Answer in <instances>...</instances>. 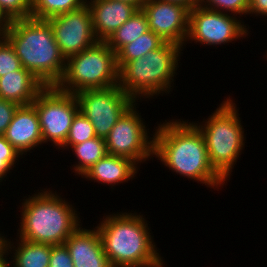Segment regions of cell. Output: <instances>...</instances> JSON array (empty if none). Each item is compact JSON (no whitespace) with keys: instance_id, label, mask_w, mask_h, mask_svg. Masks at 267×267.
Returning <instances> with one entry per match:
<instances>
[{"instance_id":"obj_16","label":"cell","mask_w":267,"mask_h":267,"mask_svg":"<svg viewBox=\"0 0 267 267\" xmlns=\"http://www.w3.org/2000/svg\"><path fill=\"white\" fill-rule=\"evenodd\" d=\"M64 245L69 251L74 267H112L103 250L96 227L92 230L82 228L81 223Z\"/></svg>"},{"instance_id":"obj_1","label":"cell","mask_w":267,"mask_h":267,"mask_svg":"<svg viewBox=\"0 0 267 267\" xmlns=\"http://www.w3.org/2000/svg\"><path fill=\"white\" fill-rule=\"evenodd\" d=\"M169 120L152 131L153 157L177 175L217 191L223 188L226 181L211 166L200 130L189 120Z\"/></svg>"},{"instance_id":"obj_9","label":"cell","mask_w":267,"mask_h":267,"mask_svg":"<svg viewBox=\"0 0 267 267\" xmlns=\"http://www.w3.org/2000/svg\"><path fill=\"white\" fill-rule=\"evenodd\" d=\"M249 34V25L242 18L196 5L189 10L188 36L184 46L194 41L195 44L217 47L233 44L232 41L240 38L246 39Z\"/></svg>"},{"instance_id":"obj_12","label":"cell","mask_w":267,"mask_h":267,"mask_svg":"<svg viewBox=\"0 0 267 267\" xmlns=\"http://www.w3.org/2000/svg\"><path fill=\"white\" fill-rule=\"evenodd\" d=\"M47 21L53 29L55 41L65 59L98 42L87 4L80 9L50 17Z\"/></svg>"},{"instance_id":"obj_17","label":"cell","mask_w":267,"mask_h":267,"mask_svg":"<svg viewBox=\"0 0 267 267\" xmlns=\"http://www.w3.org/2000/svg\"><path fill=\"white\" fill-rule=\"evenodd\" d=\"M140 166L132 160L106 154L102 159L97 161L92 167H90L81 178L86 180L105 184L114 189V186L123 184L124 182L134 180L136 174L140 170Z\"/></svg>"},{"instance_id":"obj_8","label":"cell","mask_w":267,"mask_h":267,"mask_svg":"<svg viewBox=\"0 0 267 267\" xmlns=\"http://www.w3.org/2000/svg\"><path fill=\"white\" fill-rule=\"evenodd\" d=\"M32 105L38 114L43 145L48 142L59 149L66 141L73 119L79 112L75 94L46 86Z\"/></svg>"},{"instance_id":"obj_18","label":"cell","mask_w":267,"mask_h":267,"mask_svg":"<svg viewBox=\"0 0 267 267\" xmlns=\"http://www.w3.org/2000/svg\"><path fill=\"white\" fill-rule=\"evenodd\" d=\"M46 86L25 68L0 78V98L19 106L32 104Z\"/></svg>"},{"instance_id":"obj_32","label":"cell","mask_w":267,"mask_h":267,"mask_svg":"<svg viewBox=\"0 0 267 267\" xmlns=\"http://www.w3.org/2000/svg\"><path fill=\"white\" fill-rule=\"evenodd\" d=\"M163 1L181 3L186 7H188L189 9H192L194 6L198 5V0H163Z\"/></svg>"},{"instance_id":"obj_2","label":"cell","mask_w":267,"mask_h":267,"mask_svg":"<svg viewBox=\"0 0 267 267\" xmlns=\"http://www.w3.org/2000/svg\"><path fill=\"white\" fill-rule=\"evenodd\" d=\"M104 214L95 226L112 267H165L148 221L141 212ZM141 214V215H140ZM159 251V252H158Z\"/></svg>"},{"instance_id":"obj_22","label":"cell","mask_w":267,"mask_h":267,"mask_svg":"<svg viewBox=\"0 0 267 267\" xmlns=\"http://www.w3.org/2000/svg\"><path fill=\"white\" fill-rule=\"evenodd\" d=\"M87 0H31V17L47 20L50 17L82 8Z\"/></svg>"},{"instance_id":"obj_20","label":"cell","mask_w":267,"mask_h":267,"mask_svg":"<svg viewBox=\"0 0 267 267\" xmlns=\"http://www.w3.org/2000/svg\"><path fill=\"white\" fill-rule=\"evenodd\" d=\"M148 31L147 15L142 9H138L129 20L112 34L106 43L117 54L125 45L134 42Z\"/></svg>"},{"instance_id":"obj_35","label":"cell","mask_w":267,"mask_h":267,"mask_svg":"<svg viewBox=\"0 0 267 267\" xmlns=\"http://www.w3.org/2000/svg\"><path fill=\"white\" fill-rule=\"evenodd\" d=\"M120 1H126V2H129V3L134 4L135 6H137L139 9H142L144 3H145L147 0H120Z\"/></svg>"},{"instance_id":"obj_27","label":"cell","mask_w":267,"mask_h":267,"mask_svg":"<svg viewBox=\"0 0 267 267\" xmlns=\"http://www.w3.org/2000/svg\"><path fill=\"white\" fill-rule=\"evenodd\" d=\"M21 154L5 139L3 135H0V180L6 181L9 179L7 174L10 175L13 168L16 167V163H19ZM8 177V178H7Z\"/></svg>"},{"instance_id":"obj_31","label":"cell","mask_w":267,"mask_h":267,"mask_svg":"<svg viewBox=\"0 0 267 267\" xmlns=\"http://www.w3.org/2000/svg\"><path fill=\"white\" fill-rule=\"evenodd\" d=\"M247 15L267 18V0H249Z\"/></svg>"},{"instance_id":"obj_34","label":"cell","mask_w":267,"mask_h":267,"mask_svg":"<svg viewBox=\"0 0 267 267\" xmlns=\"http://www.w3.org/2000/svg\"><path fill=\"white\" fill-rule=\"evenodd\" d=\"M8 254H7V249L5 248L1 253H0V267H2L7 261H8Z\"/></svg>"},{"instance_id":"obj_11","label":"cell","mask_w":267,"mask_h":267,"mask_svg":"<svg viewBox=\"0 0 267 267\" xmlns=\"http://www.w3.org/2000/svg\"><path fill=\"white\" fill-rule=\"evenodd\" d=\"M79 111L90 120L97 137L106 138L122 115L136 102L118 85L75 94Z\"/></svg>"},{"instance_id":"obj_26","label":"cell","mask_w":267,"mask_h":267,"mask_svg":"<svg viewBox=\"0 0 267 267\" xmlns=\"http://www.w3.org/2000/svg\"><path fill=\"white\" fill-rule=\"evenodd\" d=\"M0 14L8 22L31 18V0H0Z\"/></svg>"},{"instance_id":"obj_10","label":"cell","mask_w":267,"mask_h":267,"mask_svg":"<svg viewBox=\"0 0 267 267\" xmlns=\"http://www.w3.org/2000/svg\"><path fill=\"white\" fill-rule=\"evenodd\" d=\"M137 105L138 103L135 102L122 115L105 141L108 154L125 157L141 165L151 158L154 159V134L149 132L146 121L140 115L141 113H138Z\"/></svg>"},{"instance_id":"obj_4","label":"cell","mask_w":267,"mask_h":267,"mask_svg":"<svg viewBox=\"0 0 267 267\" xmlns=\"http://www.w3.org/2000/svg\"><path fill=\"white\" fill-rule=\"evenodd\" d=\"M37 191L27 198L23 196L16 236L52 246L63 245L81 225L80 213L56 190Z\"/></svg>"},{"instance_id":"obj_21","label":"cell","mask_w":267,"mask_h":267,"mask_svg":"<svg viewBox=\"0 0 267 267\" xmlns=\"http://www.w3.org/2000/svg\"><path fill=\"white\" fill-rule=\"evenodd\" d=\"M77 161L72 166L75 175L82 176L97 161L107 154L106 141L104 138L95 137L88 139L80 144L73 145L71 148Z\"/></svg>"},{"instance_id":"obj_3","label":"cell","mask_w":267,"mask_h":267,"mask_svg":"<svg viewBox=\"0 0 267 267\" xmlns=\"http://www.w3.org/2000/svg\"><path fill=\"white\" fill-rule=\"evenodd\" d=\"M2 35L15 50L21 65L45 86H56L62 79L66 59L55 41L47 20L26 18L10 21Z\"/></svg>"},{"instance_id":"obj_37","label":"cell","mask_w":267,"mask_h":267,"mask_svg":"<svg viewBox=\"0 0 267 267\" xmlns=\"http://www.w3.org/2000/svg\"><path fill=\"white\" fill-rule=\"evenodd\" d=\"M6 26H0V37L2 36V31L4 30Z\"/></svg>"},{"instance_id":"obj_5","label":"cell","mask_w":267,"mask_h":267,"mask_svg":"<svg viewBox=\"0 0 267 267\" xmlns=\"http://www.w3.org/2000/svg\"><path fill=\"white\" fill-rule=\"evenodd\" d=\"M182 51L183 47L165 42L143 57L117 63L118 86L136 102L169 94L174 88V77L178 75Z\"/></svg>"},{"instance_id":"obj_19","label":"cell","mask_w":267,"mask_h":267,"mask_svg":"<svg viewBox=\"0 0 267 267\" xmlns=\"http://www.w3.org/2000/svg\"><path fill=\"white\" fill-rule=\"evenodd\" d=\"M16 238L17 242H13V239L11 242L9 238L7 240L6 249L7 254H11L8 259L11 267H49L51 245Z\"/></svg>"},{"instance_id":"obj_23","label":"cell","mask_w":267,"mask_h":267,"mask_svg":"<svg viewBox=\"0 0 267 267\" xmlns=\"http://www.w3.org/2000/svg\"><path fill=\"white\" fill-rule=\"evenodd\" d=\"M165 42L154 32L149 30L134 42L125 45L117 54V63H127L143 57L149 51L160 48Z\"/></svg>"},{"instance_id":"obj_28","label":"cell","mask_w":267,"mask_h":267,"mask_svg":"<svg viewBox=\"0 0 267 267\" xmlns=\"http://www.w3.org/2000/svg\"><path fill=\"white\" fill-rule=\"evenodd\" d=\"M22 68L14 48L2 35L0 37V78Z\"/></svg>"},{"instance_id":"obj_14","label":"cell","mask_w":267,"mask_h":267,"mask_svg":"<svg viewBox=\"0 0 267 267\" xmlns=\"http://www.w3.org/2000/svg\"><path fill=\"white\" fill-rule=\"evenodd\" d=\"M93 31L98 41L106 42L139 9L120 0H87Z\"/></svg>"},{"instance_id":"obj_38","label":"cell","mask_w":267,"mask_h":267,"mask_svg":"<svg viewBox=\"0 0 267 267\" xmlns=\"http://www.w3.org/2000/svg\"><path fill=\"white\" fill-rule=\"evenodd\" d=\"M11 264L7 261L2 267H11Z\"/></svg>"},{"instance_id":"obj_7","label":"cell","mask_w":267,"mask_h":267,"mask_svg":"<svg viewBox=\"0 0 267 267\" xmlns=\"http://www.w3.org/2000/svg\"><path fill=\"white\" fill-rule=\"evenodd\" d=\"M118 85L116 53L106 42L95 45L66 59L65 72L56 87L76 94L84 90L107 89Z\"/></svg>"},{"instance_id":"obj_36","label":"cell","mask_w":267,"mask_h":267,"mask_svg":"<svg viewBox=\"0 0 267 267\" xmlns=\"http://www.w3.org/2000/svg\"><path fill=\"white\" fill-rule=\"evenodd\" d=\"M9 22L0 14V26H7Z\"/></svg>"},{"instance_id":"obj_25","label":"cell","mask_w":267,"mask_h":267,"mask_svg":"<svg viewBox=\"0 0 267 267\" xmlns=\"http://www.w3.org/2000/svg\"><path fill=\"white\" fill-rule=\"evenodd\" d=\"M198 5L239 18L248 13L249 0H198ZM231 12V13H230Z\"/></svg>"},{"instance_id":"obj_24","label":"cell","mask_w":267,"mask_h":267,"mask_svg":"<svg viewBox=\"0 0 267 267\" xmlns=\"http://www.w3.org/2000/svg\"><path fill=\"white\" fill-rule=\"evenodd\" d=\"M95 137L97 136L93 124L79 111L73 119L65 143L59 149L62 151L67 149L69 151V148L73 145Z\"/></svg>"},{"instance_id":"obj_15","label":"cell","mask_w":267,"mask_h":267,"mask_svg":"<svg viewBox=\"0 0 267 267\" xmlns=\"http://www.w3.org/2000/svg\"><path fill=\"white\" fill-rule=\"evenodd\" d=\"M5 139L21 154L43 145L38 114L32 104L19 106L6 129ZM35 148V149H34Z\"/></svg>"},{"instance_id":"obj_30","label":"cell","mask_w":267,"mask_h":267,"mask_svg":"<svg viewBox=\"0 0 267 267\" xmlns=\"http://www.w3.org/2000/svg\"><path fill=\"white\" fill-rule=\"evenodd\" d=\"M19 105L0 98V135H4Z\"/></svg>"},{"instance_id":"obj_33","label":"cell","mask_w":267,"mask_h":267,"mask_svg":"<svg viewBox=\"0 0 267 267\" xmlns=\"http://www.w3.org/2000/svg\"><path fill=\"white\" fill-rule=\"evenodd\" d=\"M7 235L5 236L4 233L0 232V253L6 248L7 246Z\"/></svg>"},{"instance_id":"obj_6","label":"cell","mask_w":267,"mask_h":267,"mask_svg":"<svg viewBox=\"0 0 267 267\" xmlns=\"http://www.w3.org/2000/svg\"><path fill=\"white\" fill-rule=\"evenodd\" d=\"M238 112L228 96L206 120L192 121L204 137L211 166L226 182L245 147L246 134Z\"/></svg>"},{"instance_id":"obj_29","label":"cell","mask_w":267,"mask_h":267,"mask_svg":"<svg viewBox=\"0 0 267 267\" xmlns=\"http://www.w3.org/2000/svg\"><path fill=\"white\" fill-rule=\"evenodd\" d=\"M49 267H74L69 251L64 244L51 245Z\"/></svg>"},{"instance_id":"obj_13","label":"cell","mask_w":267,"mask_h":267,"mask_svg":"<svg viewBox=\"0 0 267 267\" xmlns=\"http://www.w3.org/2000/svg\"><path fill=\"white\" fill-rule=\"evenodd\" d=\"M142 10L147 15L149 30L164 42L183 47L188 36L189 8L181 3L147 0Z\"/></svg>"}]
</instances>
